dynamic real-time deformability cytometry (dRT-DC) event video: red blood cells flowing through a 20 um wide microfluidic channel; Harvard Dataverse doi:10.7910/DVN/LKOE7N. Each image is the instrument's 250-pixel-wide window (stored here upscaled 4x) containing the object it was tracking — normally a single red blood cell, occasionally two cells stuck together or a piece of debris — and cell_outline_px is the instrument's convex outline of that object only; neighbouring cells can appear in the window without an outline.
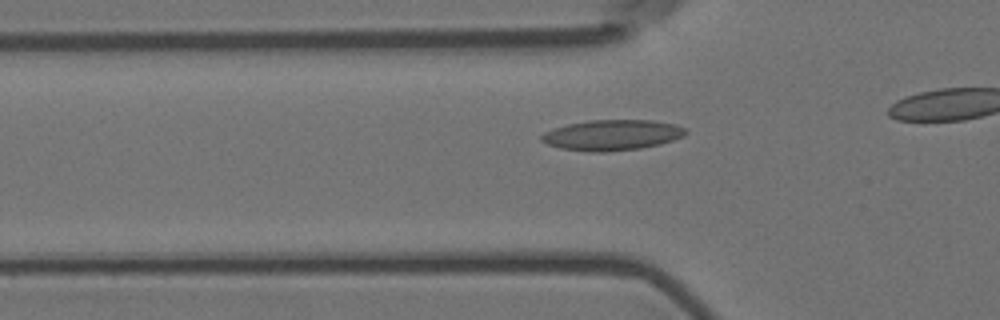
{"species": "Egyptian fruit bat (a non-hibernating species)", "species_latin": "Rousettus aegyptiacus", "temperature_condition": "room temperature", "stored_images_in_passage": 41, "camera_frame_rate_fps": 3000, "um_per_image_px": 0.085, "animal": {"sex": "female"}, "frame": {"image": 1, "passage_image": 15, "time_ms": 4.667, "image_size_px": [1000, 320], "cell_outline_px": [[688, 132], [684, 136], [660, 144], [640, 148], [604, 152], [588, 152], [560, 148], [548, 144], [540, 140], [540, 136], [544, 132], [568, 124], [588, 120], [652, 120], [676, 124], [684, 128]], "centroid_in_image_um": [52.03, 11.48], "position_along_channel_um": 73.8, "area_um2": 25.66}}
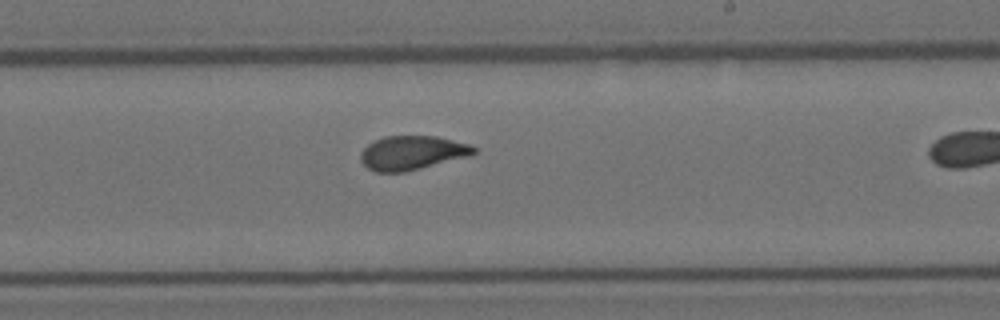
{"frame": {"image": 2, "passage_image": 30, "time_ms": 9.667, "image_size_px": [1000, 320], "cell_outline_px": [[476, 152], [468, 156], [404, 172], [376, 172], [368, 168], [360, 160], [360, 152], [368, 144], [384, 136], [436, 136], [468, 144], [476, 148]], "centroid_in_image_um": [34.99, 12.98], "position_along_channel_um": 254.0, "area_um2": 22.2}}
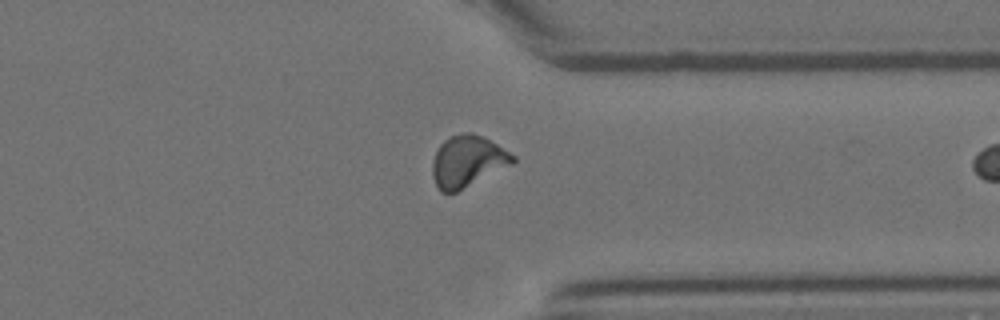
{"frame": {"image": 3, "passage_image": 40, "time_ms": 13.0, "image_size_px": [1000, 320], "cell_outline_px": [[516, 160], [512, 164], [456, 192], [440, 192], [432, 176], [432, 160], [440, 144], [444, 140], [452, 136], [464, 132], [472, 132], [484, 136], [516, 156]], "centroid_in_image_um": [39.73, 13.69], "position_along_channel_um": 371.7, "area_um2": 24.04}}